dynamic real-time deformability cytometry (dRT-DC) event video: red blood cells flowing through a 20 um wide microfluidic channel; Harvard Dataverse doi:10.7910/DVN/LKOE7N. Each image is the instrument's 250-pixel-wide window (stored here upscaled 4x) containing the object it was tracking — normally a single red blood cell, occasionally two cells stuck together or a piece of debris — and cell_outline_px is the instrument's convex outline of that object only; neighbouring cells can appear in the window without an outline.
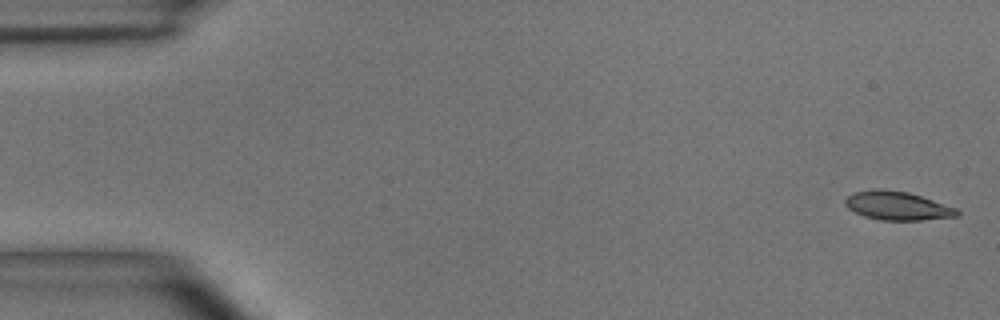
{"species": "common noctule bat (a hibernating species)", "species_latin": "Nyctalus noctula", "temperature_condition": "room temperature", "stored_images_in_passage": 4, "camera_frame_rate_fps": 3000, "um_per_image_px": 0.085, "animal": {"sex": "male", "body_mass_g": 15.6}, "frame": {"image": 1, "passage_image": 1, "time_ms": 0.0, "image_size_px": [1000, 320], "cell_outline_px": [[960, 212], [956, 216], [920, 220], [880, 220], [864, 216], [848, 208], [844, 204], [844, 200], [848, 196], [856, 192], [908, 192], [956, 208]], "centroid_in_image_um": [76.3, 17.54], "position_along_channel_um": 8.7, "area_um2": 17.63}}
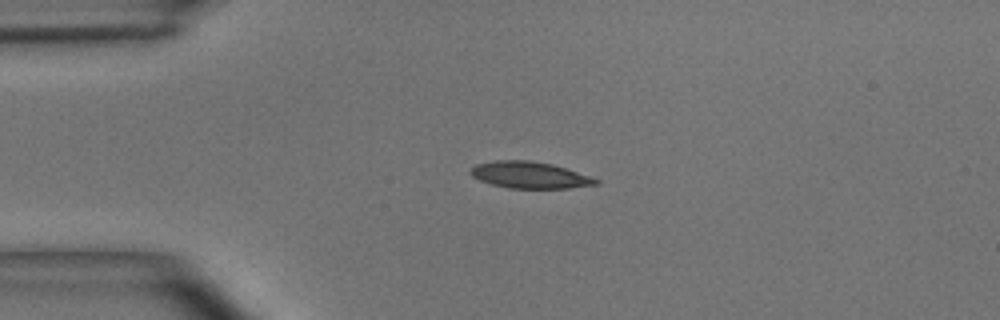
{"frame": {"image": 2, "passage_image": 3, "time_ms": 0.667, "image_size_px": [1000, 320], "cell_outline_px": [[600, 184], [568, 188], [508, 188], [492, 184], [480, 180], [472, 176], [468, 172], [476, 164], [496, 160], [528, 160], [552, 164], [600, 180]], "centroid_in_image_um": [45.0, 14.88], "position_along_channel_um": 40.0, "area_um2": 19.25}}